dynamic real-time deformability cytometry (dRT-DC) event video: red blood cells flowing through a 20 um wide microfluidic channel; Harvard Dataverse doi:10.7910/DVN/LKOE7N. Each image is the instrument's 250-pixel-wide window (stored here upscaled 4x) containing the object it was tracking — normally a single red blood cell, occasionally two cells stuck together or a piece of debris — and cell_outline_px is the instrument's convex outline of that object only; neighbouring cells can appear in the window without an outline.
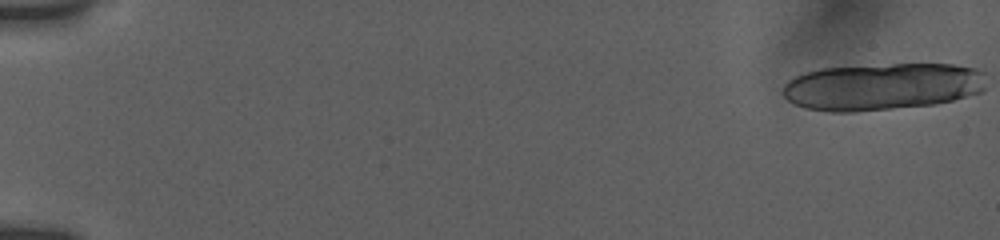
{"species": "human", "species_latin": "Homo sapiens", "temperature_condition": "room temperature", "stored_images_in_passage": 12, "camera_frame_rate_fps": 3000, "um_per_image_px": 0.085, "donor": {"sex": "female"}, "frame": {"image": 1, "passage_image": 1, "time_ms": 0.0, "image_size_px": [1000, 240], "cell_outline_px": [[984, 88], [980, 92], [952, 100], [936, 104], [852, 112], [832, 112], [808, 108], [796, 104], [788, 100], [784, 96], [784, 84], [788, 80], [804, 72], [820, 68], [892, 64], [952, 64], [976, 68], [984, 72]], "centroid_in_image_um": [74.99, 7.35], "position_along_channel_um": 10.0, "area_um2": 55.72}}
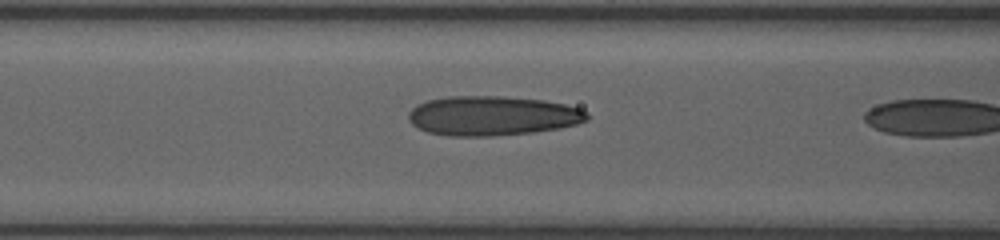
{"frame": {"image": 2, "passage_image": 11, "time_ms": 7.333, "image_size_px": [1000, 240], "cell_outline_px": [[588, 120], [576, 124], [560, 128], [532, 132], [492, 136], [448, 136], [428, 132], [412, 124], [408, 120], [408, 112], [416, 104], [428, 100], [448, 96], [504, 96], [544, 100], [564, 104], [580, 108], [588, 112]], "centroid_in_image_um": [41.85, 9.83], "position_along_channel_um": 124.8, "area_um2": 41.33}}